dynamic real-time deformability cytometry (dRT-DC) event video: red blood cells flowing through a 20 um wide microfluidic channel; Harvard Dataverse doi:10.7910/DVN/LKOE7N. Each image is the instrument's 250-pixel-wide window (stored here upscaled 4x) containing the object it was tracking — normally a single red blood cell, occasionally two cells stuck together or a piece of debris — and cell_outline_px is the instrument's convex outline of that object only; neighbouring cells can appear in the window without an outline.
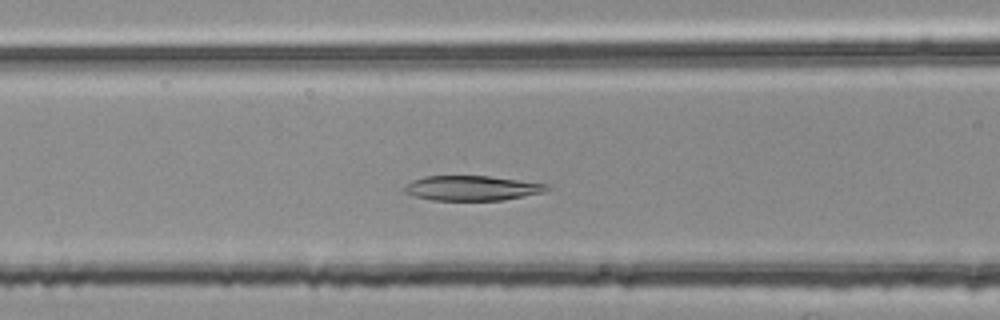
{"species": "common noctule bat (a hibernating species)", "species_latin": "Nyctalus noctula", "temperature_condition": "room temperature", "stored_images_in_passage": 42, "camera_frame_rate_fps": 3000, "um_per_image_px": 0.085, "animal": {"sex": "female", "body_mass_g": 25.1}, "frame": {"image": 1, "passage_image": 14, "time_ms": 4.333, "image_size_px": [1000, 320], "cell_outline_px": [[552, 188], [544, 192], [504, 200], [432, 200], [416, 196], [404, 192], [400, 188], [404, 184], [412, 180], [424, 176], [488, 176], [548, 184]], "centroid_in_image_um": [40.08, 15.99], "position_along_channel_um": 126.5, "area_um2": 20.75}}
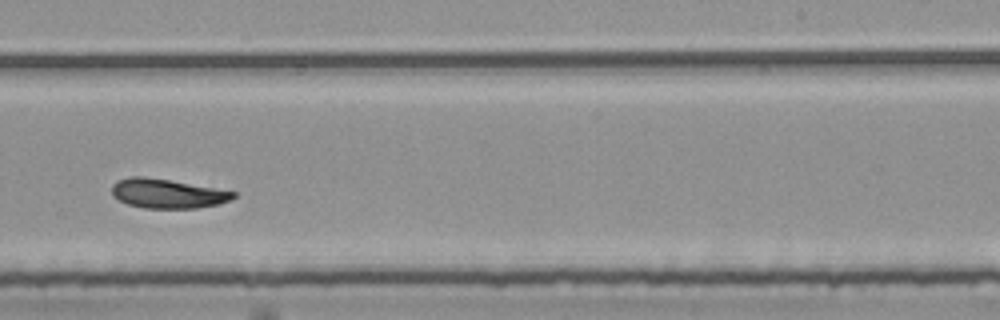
{"frame": {"image": 2, "passage_image": 26, "time_ms": 8.333, "image_size_px": [1000, 320], "cell_outline_px": [[236, 196], [232, 200], [220, 204], [196, 208], [144, 208], [128, 204], [112, 196], [112, 184], [116, 180], [132, 176], [144, 176], [168, 180], [236, 192]], "centroid_in_image_um": [14.21, 16.45], "position_along_channel_um": 274.8, "area_um2": 20.69}}
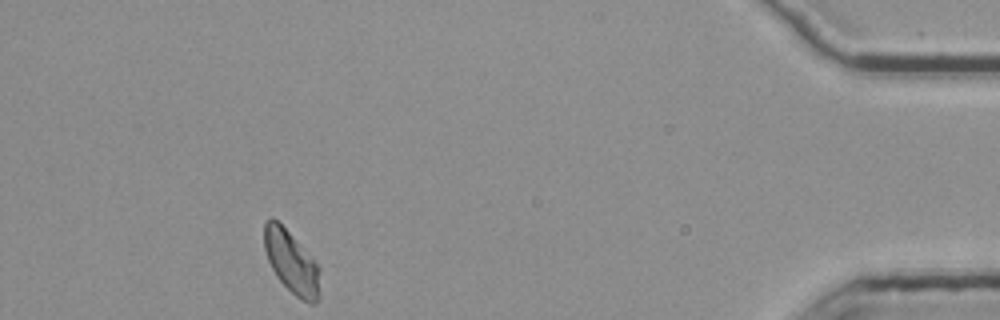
{"frame": {"image": 3, "passage_image": 42, "time_ms": 13.667, "image_size_px": [1000, 320], "cell_outline_px": [[320, 296], [316, 304], [308, 304], [300, 300], [276, 276], [268, 260], [264, 248], [264, 224], [272, 216], [316, 260], [320, 268]], "centroid_in_image_um": [24.82, 22.33], "position_along_channel_um": 410.4, "area_um2": 20.46}, "authors_computed_cell_mechanics": {"area_um2": 21.2126, "velocity_mm_per_s": 3.7194, "shape_relaxation_time_tau1_ms": 8.716, "shape_relaxation_time_tau2_ms": 8.283, "deformation_change_tau1": 0.1742, "deformation_change_tau2": 0.1424}}